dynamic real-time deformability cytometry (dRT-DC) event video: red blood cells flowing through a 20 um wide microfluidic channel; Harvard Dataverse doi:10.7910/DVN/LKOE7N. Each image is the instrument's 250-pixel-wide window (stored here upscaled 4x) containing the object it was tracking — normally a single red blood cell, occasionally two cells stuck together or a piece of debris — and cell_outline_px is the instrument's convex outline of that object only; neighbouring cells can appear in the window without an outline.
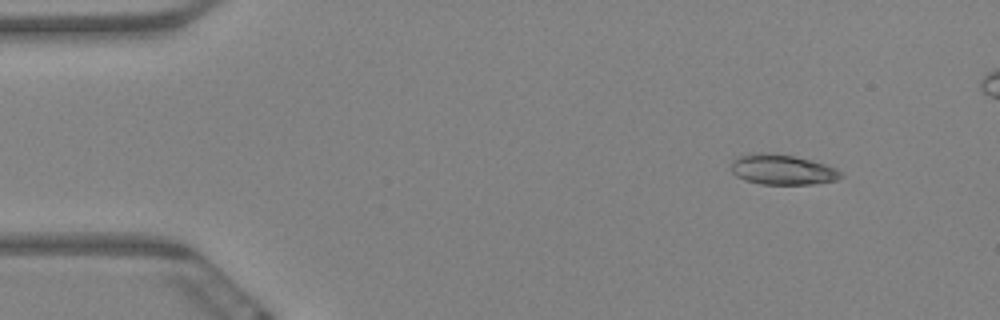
{"species": "Egyptian fruit bat (a non-hibernating species)", "species_latin": "Rousettus aegyptiacus", "temperature_condition": "warm", "stored_images_in_passage": 7, "camera_frame_rate_fps": 3000, "um_per_image_px": 0.085, "animal": {"sex": "female"}, "frame": {"image": 1, "passage_image": 2, "time_ms": 0.333, "image_size_px": [1000, 320], "cell_outline_px": [[844, 176], [836, 180], [812, 184], [760, 184], [744, 180], [736, 176], [732, 172], [732, 160], [740, 156], [756, 152], [772, 152], [812, 160], [836, 168]], "centroid_in_image_um": [66.48, 14.41], "position_along_channel_um": 18.5, "area_um2": 19.36}}
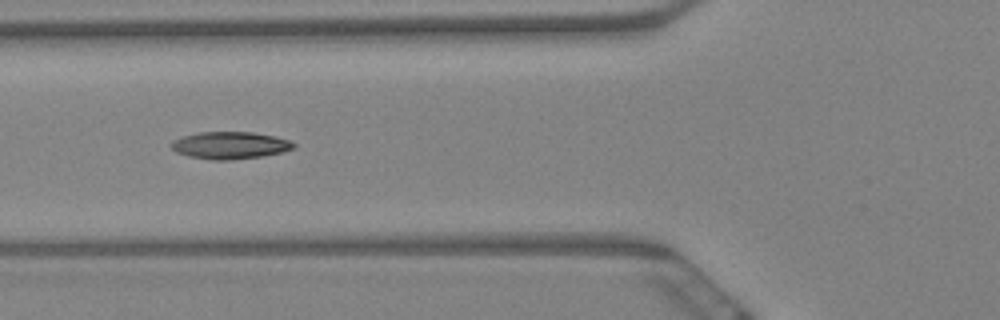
{"frame": {"image": 2, "passage_image": 6, "time_ms": 1.667, "image_size_px": [1000, 320], "cell_outline_px": [[296, 148], [284, 152], [264, 156], [232, 160], [212, 160], [188, 156], [176, 152], [168, 144], [172, 140], [196, 132], [252, 132], [276, 136], [288, 140], [296, 144]], "centroid_in_image_um": [19.56, 12.35], "position_along_channel_um": 106.2, "area_um2": 19.71}}
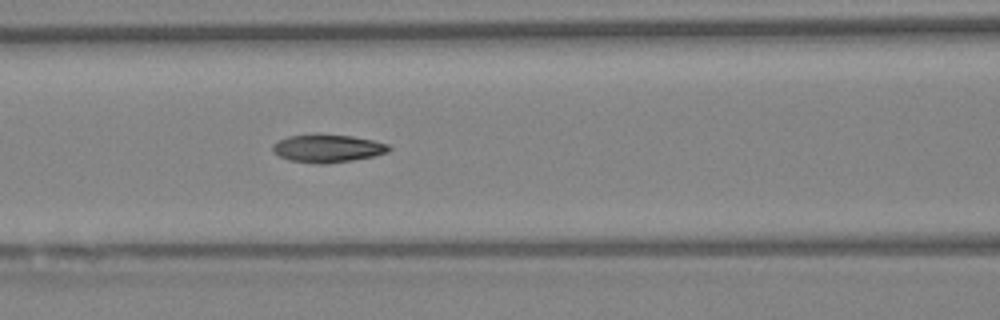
{"frame": {"image": 3, "passage_image": 7, "time_ms": 2.0, "image_size_px": [1000, 320], "cell_outline_px": [[392, 148], [388, 152], [376, 156], [352, 160], [324, 164], [316, 164], [288, 160], [272, 152], [272, 144], [288, 136], [352, 136], [372, 140], [388, 144]], "centroid_in_image_um": [27.86, 12.65], "position_along_channel_um": 138.7, "area_um2": 18.5}}